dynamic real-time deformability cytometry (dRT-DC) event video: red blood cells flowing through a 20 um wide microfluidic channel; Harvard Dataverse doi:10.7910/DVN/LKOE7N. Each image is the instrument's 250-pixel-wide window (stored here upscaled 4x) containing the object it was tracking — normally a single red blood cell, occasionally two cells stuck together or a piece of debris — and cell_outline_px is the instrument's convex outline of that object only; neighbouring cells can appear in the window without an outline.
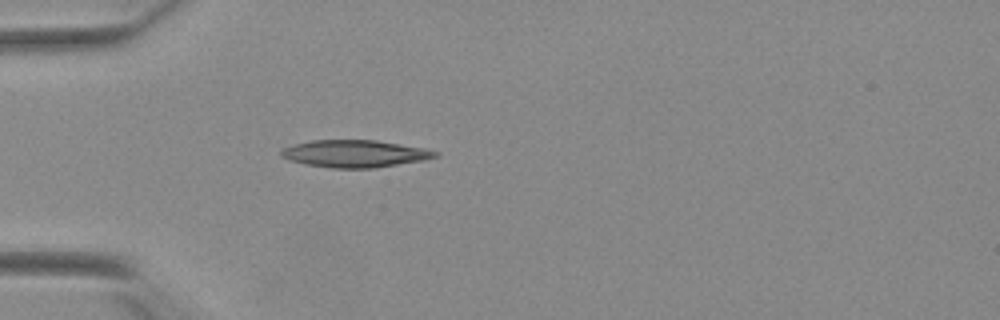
{"species": "Egyptian fruit bat (a non-hibernating species)", "species_latin": "Rousettus aegyptiacus", "temperature_condition": "warm", "stored_images_in_passage": 17, "camera_frame_rate_fps": 3000, "um_per_image_px": 0.085, "animal": {"sex": "female"}, "frame": {"image": 1, "passage_image": 1, "time_ms": 0.0, "image_size_px": [1000, 320], "cell_outline_px": [[440, 152], [436, 156], [424, 160], [376, 168], [332, 168], [304, 164], [288, 160], [280, 156], [280, 148], [312, 140], [376, 140], [424, 148]], "centroid_in_image_um": [30.12, 13.06], "position_along_channel_um": 54.9, "area_um2": 24.57}}
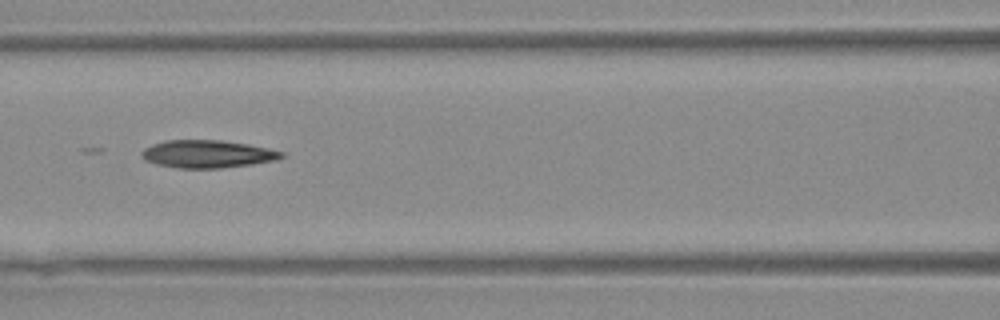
{"frame": {"image": 2, "passage_image": 9, "time_ms": 2.667, "image_size_px": [1000, 320], "cell_outline_px": [[284, 156], [276, 160], [252, 164], [220, 168], [176, 168], [156, 164], [140, 156], [140, 152], [144, 148], [152, 144], [164, 140], [220, 140], [248, 144], [268, 148], [284, 152]], "centroid_in_image_um": [17.61, 13.08], "position_along_channel_um": 149.0, "area_um2": 22.6}}
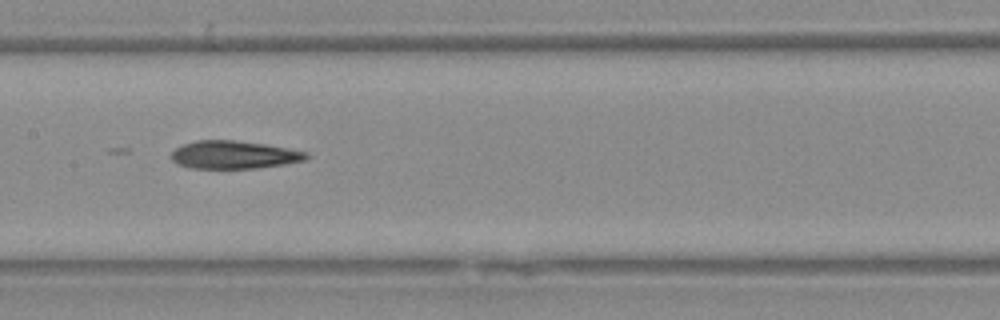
{"frame": {"image": 3, "passage_image": 12, "time_ms": 3.667, "image_size_px": [1000, 320], "cell_outline_px": [[308, 156], [304, 160], [284, 164], [256, 168], [188, 168], [176, 164], [172, 160], [172, 152], [176, 148], [184, 144], [196, 140], [236, 140], [264, 144], [288, 148], [308, 152]], "centroid_in_image_um": [19.86, 13.15], "position_along_channel_um": 187.5, "area_um2": 21.91}}